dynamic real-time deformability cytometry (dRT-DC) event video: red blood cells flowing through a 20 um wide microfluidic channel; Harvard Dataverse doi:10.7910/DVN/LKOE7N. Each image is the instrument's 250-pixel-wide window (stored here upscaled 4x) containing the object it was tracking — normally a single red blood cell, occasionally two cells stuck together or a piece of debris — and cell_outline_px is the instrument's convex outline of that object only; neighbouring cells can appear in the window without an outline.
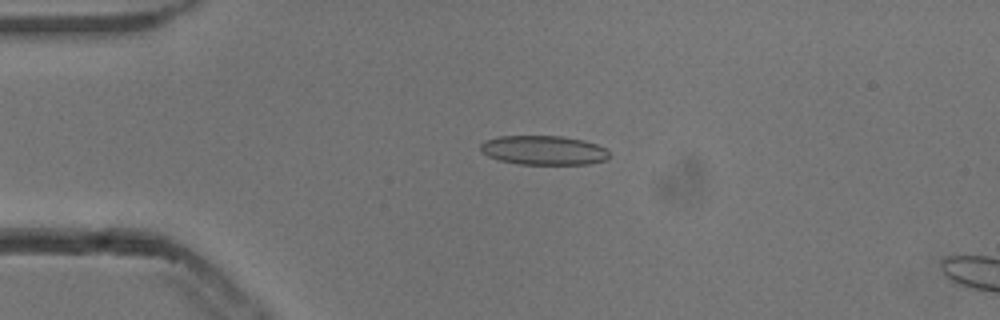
{"species": "common noctule bat (a hibernating species)", "species_latin": "Nyctalus noctula", "temperature_condition": "cold", "stored_images_in_passage": 5, "camera_frame_rate_fps": 3000, "um_per_image_px": 0.085, "animal": {"sex": "male", "body_mass_g": 13.3}, "frame": {"image": 1, "passage_image": 1, "time_ms": 0.0, "image_size_px": [1000, 320], "cell_outline_px": [[608, 160], [588, 164], [520, 164], [500, 160], [488, 156], [480, 148], [480, 144], [484, 140], [500, 136], [560, 136], [584, 140], [596, 144], [604, 148], [608, 152]], "centroid_in_image_um": [46.21, 12.77], "position_along_channel_um": 38.8, "area_um2": 21.85}}